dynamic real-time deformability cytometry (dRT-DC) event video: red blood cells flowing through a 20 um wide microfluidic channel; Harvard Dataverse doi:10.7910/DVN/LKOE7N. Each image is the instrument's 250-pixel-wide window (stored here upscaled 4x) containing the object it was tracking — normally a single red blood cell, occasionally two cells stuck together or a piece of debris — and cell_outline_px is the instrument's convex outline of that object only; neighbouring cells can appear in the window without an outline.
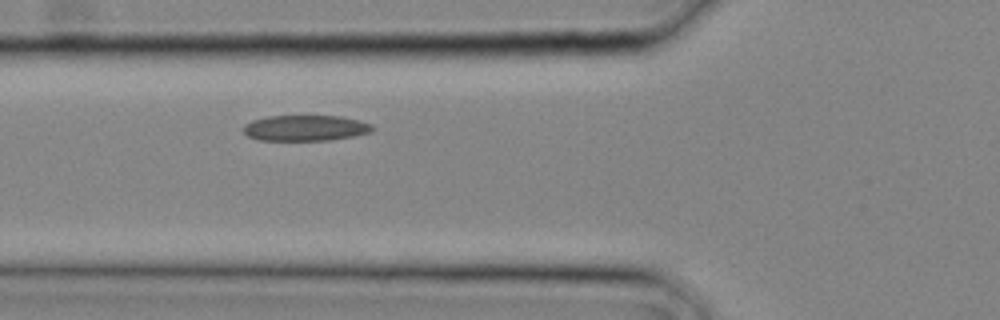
{"species": "common noctule bat (a hibernating species)", "species_latin": "Nyctalus noctula", "temperature_condition": "cold", "stored_images_in_passage": 3, "camera_frame_rate_fps": 3000, "um_per_image_px": 0.085, "animal": {"sex": "male", "body_mass_g": 20.4}, "frame": {"image": 1, "passage_image": 3, "time_ms": 0.667, "image_size_px": [1000, 320], "cell_outline_px": [[376, 128], [372, 132], [332, 140], [256, 140], [248, 136], [244, 132], [244, 124], [252, 120], [268, 116], [340, 116], [360, 120], [372, 124]], "centroid_in_image_um": [25.99, 10.88], "position_along_channel_um": 99.8, "area_um2": 19.48}}